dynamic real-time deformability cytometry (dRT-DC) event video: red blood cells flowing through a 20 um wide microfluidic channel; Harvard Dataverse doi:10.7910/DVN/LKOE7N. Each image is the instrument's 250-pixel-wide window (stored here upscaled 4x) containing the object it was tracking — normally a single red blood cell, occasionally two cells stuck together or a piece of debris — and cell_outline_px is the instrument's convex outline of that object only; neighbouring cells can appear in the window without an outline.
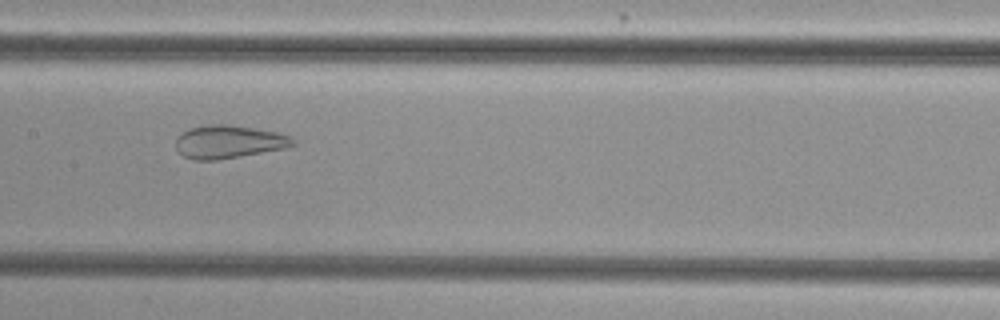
{"species": "common noctule bat (a hibernating species)", "species_latin": "Nyctalus noctula", "temperature_condition": "cold", "stored_images_in_passage": 55, "camera_frame_rate_fps": 3000, "um_per_image_px": 0.085, "animal": {"sex": "female", "body_mass_g": 29.2, "forearm_length_mm": 56.3}, "frame": {"image": 1, "passage_image": 28, "time_ms": 9.0, "image_size_px": [1000, 320], "cell_outline_px": [[296, 144], [288, 148], [216, 160], [192, 160], [184, 156], [176, 148], [176, 136], [192, 128], [208, 124], [224, 124], [252, 128], [276, 132], [292, 136], [296, 140]], "centroid_in_image_um": [19.47, 12.06], "position_along_channel_um": 187.9, "area_um2": 22.54}}
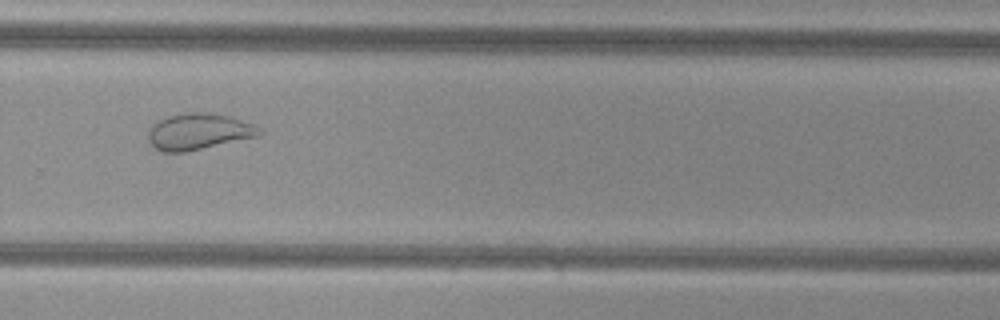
{"frame": {"image": 2, "passage_image": 38, "time_ms": 12.333, "image_size_px": [1000, 320], "cell_outline_px": [[264, 132], [260, 136], [184, 152], [160, 152], [148, 140], [148, 132], [152, 124], [168, 116], [188, 112], [196, 112], [228, 116], [252, 124]], "centroid_in_image_um": [16.86, 11.2], "position_along_channel_um": 312.9, "area_um2": 23.18}}
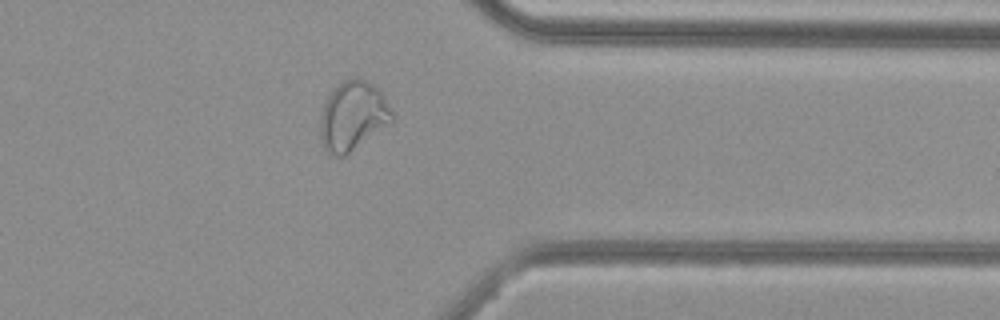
{"frame": {"image": 3, "passage_image": 44, "time_ms": 14.333, "image_size_px": [1000, 320], "cell_outline_px": [[396, 120], [392, 124], [344, 156], [336, 156], [328, 152], [324, 148], [320, 140], [320, 116], [324, 104], [332, 88], [344, 80], [352, 76], [356, 76], [368, 80], [380, 88]], "centroid_in_image_um": [30.02, 9.83], "position_along_channel_um": 381.4, "area_um2": 29.71}}